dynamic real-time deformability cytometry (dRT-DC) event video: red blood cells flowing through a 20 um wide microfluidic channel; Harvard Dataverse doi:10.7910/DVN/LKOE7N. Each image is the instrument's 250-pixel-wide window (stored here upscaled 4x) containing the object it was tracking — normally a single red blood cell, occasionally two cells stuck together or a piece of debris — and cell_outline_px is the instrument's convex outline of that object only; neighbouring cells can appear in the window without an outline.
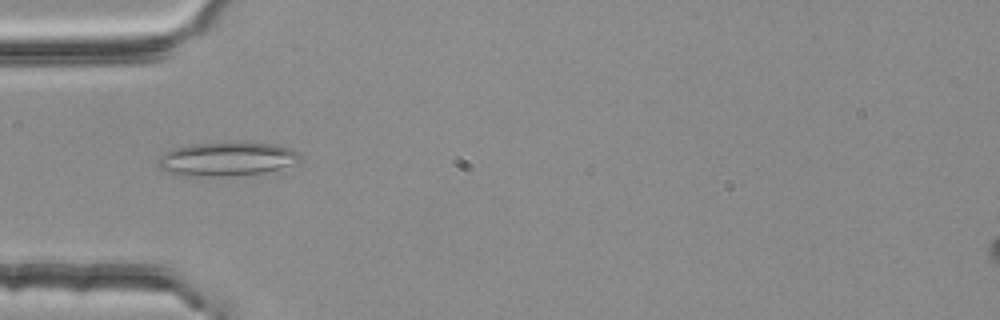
{"species": "common noctule bat (a hibernating species)", "species_latin": "Nyctalus noctula", "temperature_condition": "room temperature", "stored_images_in_passage": 3, "camera_frame_rate_fps": 3000, "um_per_image_px": 0.085, "animal": {"sex": "female", "body_mass_g": 25.1}, "frame": {"image": 1, "passage_image": 1, "time_ms": 0.0, "image_size_px": [1000, 320], "cell_outline_px": [[300, 160], [264, 172], [224, 176], [180, 176], [164, 172], [156, 164], [156, 160], [164, 152], [172, 148], [188, 144], [276, 144], [300, 152]], "centroid_in_image_um": [19.13, 13.54], "position_along_channel_um": 65.9, "area_um2": 27.46}}
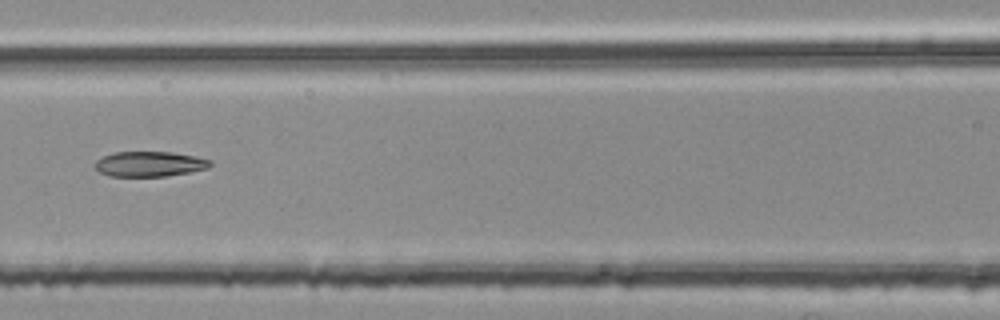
{"frame": {"image": 2, "passage_image": 3, "time_ms": 0.667, "image_size_px": [1000, 320], "cell_outline_px": [[212, 164], [208, 168], [188, 172], [164, 176], [108, 176], [100, 172], [92, 164], [96, 160], [112, 152], [172, 152], [196, 156], [212, 160]], "centroid_in_image_um": [12.7, 13.93], "position_along_channel_um": 153.9, "area_um2": 16.94}}